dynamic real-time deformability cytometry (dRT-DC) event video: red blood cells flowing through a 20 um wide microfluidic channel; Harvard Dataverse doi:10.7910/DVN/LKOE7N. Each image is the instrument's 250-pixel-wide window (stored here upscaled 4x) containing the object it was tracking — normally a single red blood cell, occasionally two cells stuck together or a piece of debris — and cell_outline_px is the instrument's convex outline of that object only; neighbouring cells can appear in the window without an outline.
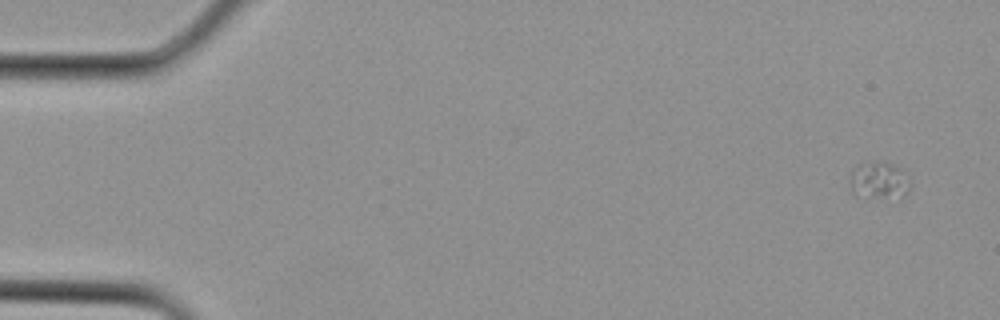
{"species": "Egyptian fruit bat (a non-hibernating species)", "species_latin": "Rousettus aegyptiacus", "temperature_condition": "cold", "stored_images_in_passage": 30, "camera_frame_rate_fps": 3000, "um_per_image_px": 0.085, "animal": {"sex": "female"}, "frame": {"image": 1, "passage_image": 1, "time_ms": 0.0, "image_size_px": [1000, 320], "cell_outline_px": [[912, 188], [908, 192], [884, 196], [852, 192], [848, 180], [856, 164], [868, 160], [884, 160], [904, 168], [912, 184]], "centroid_in_image_um": [74.75, 15.19], "position_along_channel_um": 10.3, "area_um2": 13.01}}
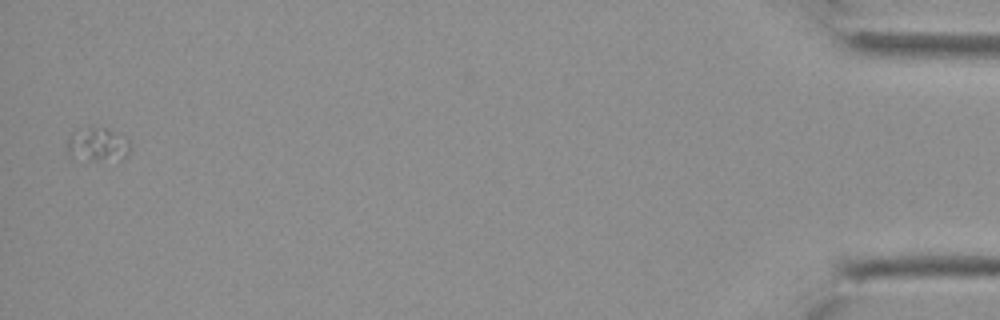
{"frame": {"image": 2, "passage_image": 30, "time_ms": 9.667, "image_size_px": [1000, 320], "cell_outline_px": [[128, 156], [124, 160], [72, 160], [68, 156], [68, 140], [72, 132], [92, 128], [108, 128], [120, 132], [128, 140]], "centroid_in_image_um": [8.31, 12.33], "position_along_channel_um": 426.9, "area_um2": 12.6}}